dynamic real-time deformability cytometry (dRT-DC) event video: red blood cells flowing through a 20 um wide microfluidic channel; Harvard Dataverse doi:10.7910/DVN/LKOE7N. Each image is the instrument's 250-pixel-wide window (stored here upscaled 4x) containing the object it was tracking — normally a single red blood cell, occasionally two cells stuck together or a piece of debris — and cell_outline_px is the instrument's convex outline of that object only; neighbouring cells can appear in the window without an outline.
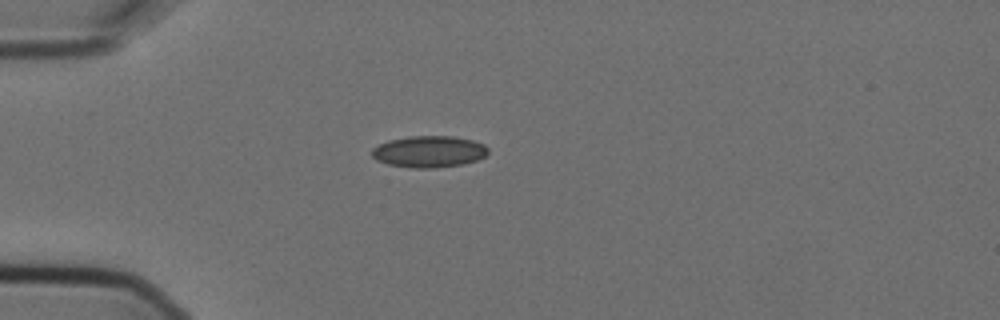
{"species": "Egyptian fruit bat (a non-hibernating species)", "species_latin": "Rousettus aegyptiacus", "temperature_condition": "cold", "stored_images_in_passage": 3, "camera_frame_rate_fps": 3000, "um_per_image_px": 0.085, "animal": {"sex": "female"}, "frame": {"image": 1, "passage_image": 1, "time_ms": 0.0, "image_size_px": [1000, 320], "cell_outline_px": [[488, 152], [484, 156], [476, 160], [464, 164], [436, 168], [412, 168], [388, 164], [376, 160], [372, 156], [372, 148], [388, 140], [412, 136], [452, 136], [472, 140], [484, 144], [488, 148]], "centroid_in_image_um": [36.46, 12.89], "position_along_channel_um": 48.5, "area_um2": 21.39}}
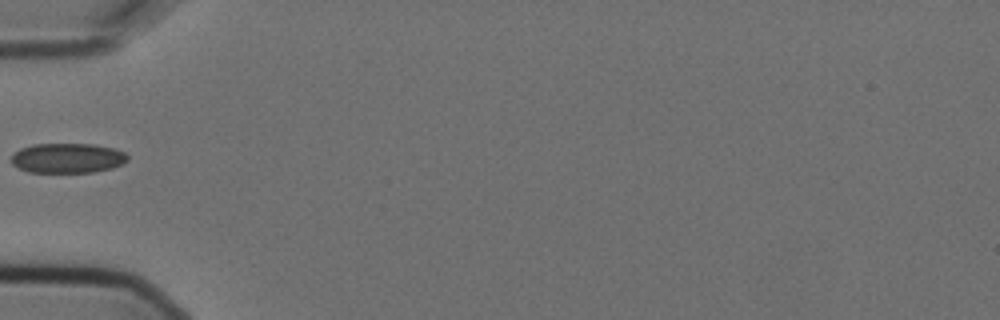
{"frame": {"image": 2, "passage_image": 2, "time_ms": 0.333, "image_size_px": [1000, 320], "cell_outline_px": [[128, 160], [124, 164], [112, 168], [92, 172], [28, 172], [12, 164], [12, 156], [20, 148], [32, 144], [92, 144], [112, 148], [124, 152], [128, 156]], "centroid_in_image_um": [5.76, 13.44], "position_along_channel_um": 79.2, "area_um2": 20.17}}
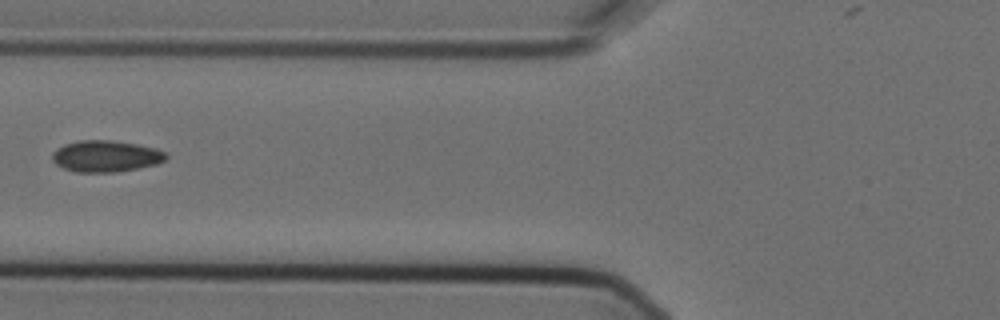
{"frame": {"image": 3, "passage_image": 3, "time_ms": 0.667, "image_size_px": [1000, 320], "cell_outline_px": [[168, 156], [164, 160], [156, 164], [140, 168], [116, 172], [76, 172], [64, 168], [56, 164], [52, 160], [52, 152], [56, 148], [64, 144], [80, 140], [112, 140], [136, 144], [156, 148], [164, 152]], "centroid_in_image_um": [8.97, 13.27], "position_along_channel_um": 116.8, "area_um2": 20.92}}